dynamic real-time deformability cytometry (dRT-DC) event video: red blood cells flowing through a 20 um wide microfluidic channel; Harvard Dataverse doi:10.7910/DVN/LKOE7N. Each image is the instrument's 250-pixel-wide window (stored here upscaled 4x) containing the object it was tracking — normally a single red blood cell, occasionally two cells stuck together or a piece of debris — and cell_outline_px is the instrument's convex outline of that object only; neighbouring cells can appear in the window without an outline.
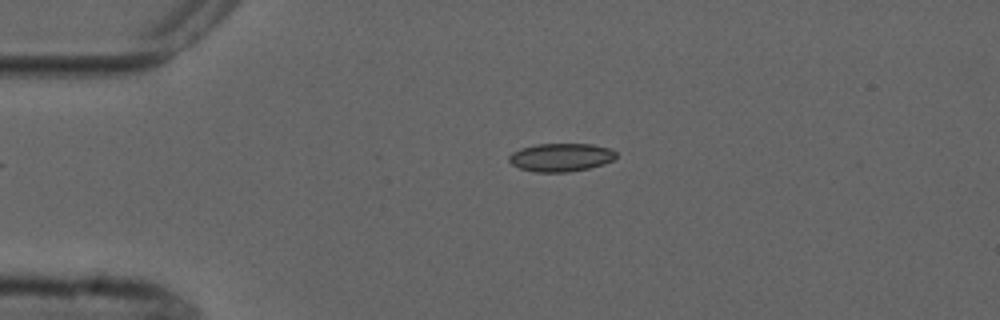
{"species": "common noctule bat (a hibernating species)", "species_latin": "Nyctalus noctula", "temperature_condition": "cold", "stored_images_in_passage": 3, "camera_frame_rate_fps": 3000, "um_per_image_px": 0.085, "animal": {"sex": "male", "forearm_length_mm": 52.5}, "frame": {"image": 1, "passage_image": 3, "time_ms": 2.333, "image_size_px": [1000, 320], "cell_outline_px": [[616, 156], [612, 160], [604, 164], [588, 168], [568, 172], [536, 172], [520, 168], [512, 164], [508, 160], [508, 156], [512, 152], [520, 148], [536, 144], [592, 144], [608, 148], [616, 152]], "centroid_in_image_um": [47.65, 13.37], "position_along_channel_um": 37.4, "area_um2": 17.57}}